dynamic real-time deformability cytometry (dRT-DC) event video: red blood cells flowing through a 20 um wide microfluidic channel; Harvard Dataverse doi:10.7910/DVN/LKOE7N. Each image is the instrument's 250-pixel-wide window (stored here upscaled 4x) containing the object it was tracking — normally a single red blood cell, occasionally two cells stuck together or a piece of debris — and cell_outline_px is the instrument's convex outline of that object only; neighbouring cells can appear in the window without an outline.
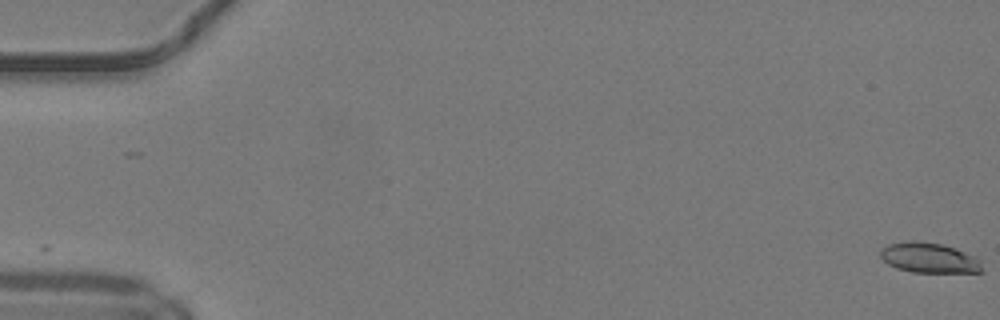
{"species": "common noctule bat (a hibernating species)", "species_latin": "Nyctalus noctula", "temperature_condition": "warm", "stored_images_in_passage": 50, "camera_frame_rate_fps": 3000, "um_per_image_px": 0.085, "animal": {"sex": "male", "body_mass_g": 19.2, "forearm_length_mm": 51.8}, "frame": {"image": 1, "passage_image": 1, "time_ms": 0.0, "image_size_px": [1000, 320], "cell_outline_px": [[984, 272], [912, 272], [896, 268], [888, 264], [880, 256], [880, 248], [888, 244], [908, 240], [916, 240], [944, 244], [956, 248], [976, 256], [980, 260]], "centroid_in_image_um": [78.98, 21.9], "position_along_channel_um": 6.0, "area_um2": 18.21}}
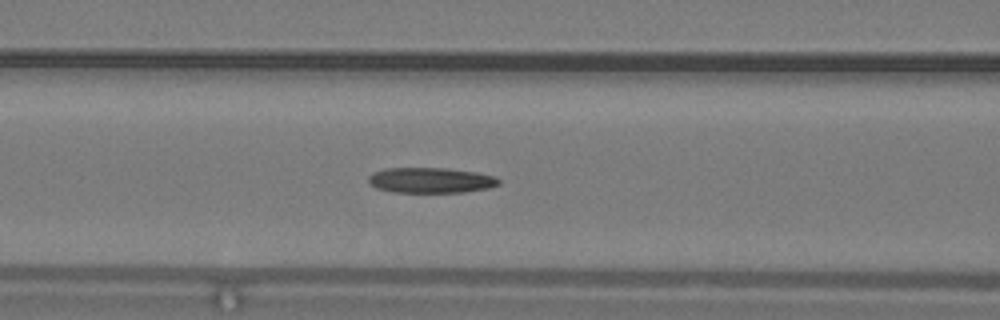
{"frame": {"image": 2, "passage_image": 22, "time_ms": 7.0, "image_size_px": [1000, 320], "cell_outline_px": [[500, 184], [488, 188], [464, 192], [392, 192], [376, 188], [368, 180], [368, 176], [372, 172], [384, 168], [444, 168], [476, 172], [496, 176], [500, 180]], "centroid_in_image_um": [36.61, 15.32], "position_along_channel_um": 130.0, "area_um2": 19.36}}
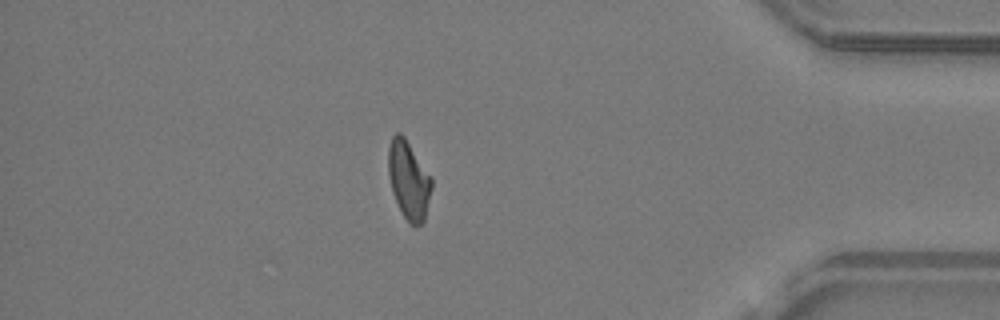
{"frame": {"image": 3, "passage_image": 44, "time_ms": 14.333, "image_size_px": [1000, 320], "cell_outline_px": [[432, 188], [424, 220], [420, 224], [412, 224], [404, 216], [392, 192], [388, 176], [388, 148], [392, 136], [396, 132], [400, 132], [404, 136], [432, 176]], "centroid_in_image_um": [34.74, 15.24], "position_along_channel_um": 400.5, "area_um2": 19.65}, "authors_computed_cell_mechanics": {"area_um2": 19.4208, "velocity_mm_per_s": 4.2058, "shape_relaxation_time_tau1_ms": 11.1425, "shape_relaxation_time_tau2_ms": 6.4424, "deformation_change_tau1": 0.2582, "deformation_change_tau2": 0.1656}}